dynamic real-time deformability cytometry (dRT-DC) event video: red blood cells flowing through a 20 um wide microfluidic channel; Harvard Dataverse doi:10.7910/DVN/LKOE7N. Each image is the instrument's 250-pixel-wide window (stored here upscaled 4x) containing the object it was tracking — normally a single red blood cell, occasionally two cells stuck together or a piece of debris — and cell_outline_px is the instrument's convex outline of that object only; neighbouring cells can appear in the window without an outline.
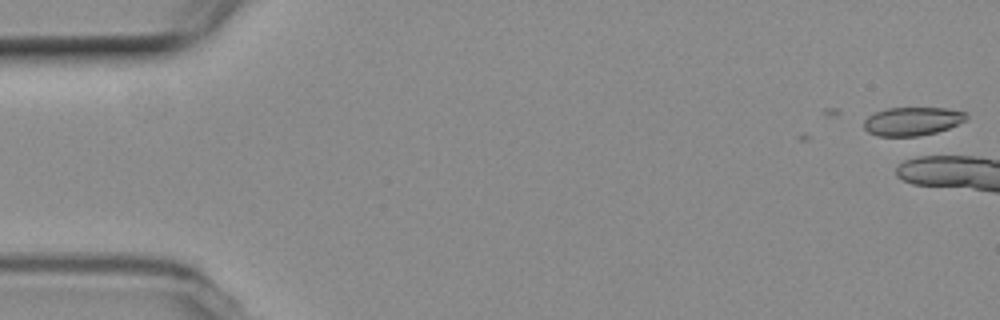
{"species": "common noctule bat (a hibernating species)", "species_latin": "Nyctalus noctula", "temperature_condition": "room temperature", "stored_images_in_passage": 6, "camera_frame_rate_fps": 3000, "um_per_image_px": 0.085, "animal": {"sex": "female", "body_mass_g": 19.3, "forearm_length_mm": 54.1}, "frame": {"image": 1, "passage_image": 1, "time_ms": 0.0, "image_size_px": [1000, 320], "cell_outline_px": [[968, 120], [948, 128], [936, 132], [920, 136], [876, 136], [868, 132], [864, 128], [864, 120], [868, 116], [876, 112], [888, 108], [944, 108], [968, 112]], "centroid_in_image_um": [77.58, 10.31], "position_along_channel_um": 7.4, "area_um2": 17.11}}